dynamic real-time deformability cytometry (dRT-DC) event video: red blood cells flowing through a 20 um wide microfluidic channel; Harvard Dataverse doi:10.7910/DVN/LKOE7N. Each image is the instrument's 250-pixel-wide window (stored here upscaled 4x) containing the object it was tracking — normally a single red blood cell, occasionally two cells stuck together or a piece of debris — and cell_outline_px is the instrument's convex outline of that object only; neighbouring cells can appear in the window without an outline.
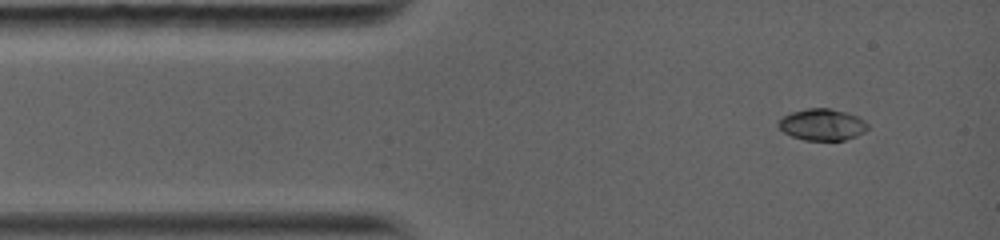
{"species": "common noctule bat (a hibernating species)", "species_latin": "Nyctalus noctula", "temperature_condition": "warm", "stored_images_in_passage": 6, "camera_frame_rate_fps": 5000, "um_per_image_px": 0.085, "animal": {"sex": "female", "body_mass_g": 19.0, "forearm_length_mm": 56.7}, "frame": {"image": 1, "passage_image": 1, "time_ms": 0.0, "image_size_px": [1000, 240], "cell_outline_px": [[868, 128], [864, 132], [856, 136], [844, 140], [804, 140], [792, 136], [784, 132], [776, 124], [784, 116], [792, 112], [808, 108], [828, 108], [848, 112], [864, 120], [868, 124]], "centroid_in_image_um": [69.9, 10.59], "position_along_channel_um": 15.1, "area_um2": 16.36}}
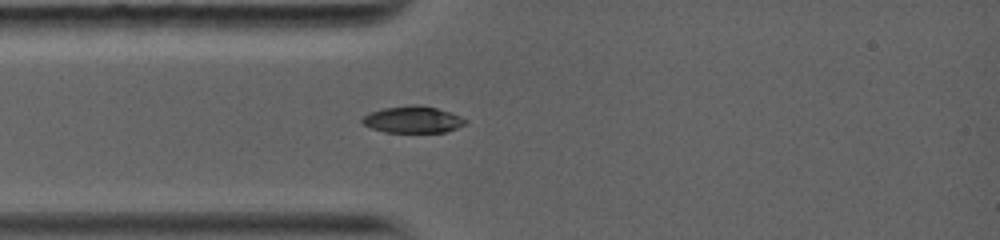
{"frame": {"image": 2, "passage_image": 4, "time_ms": 2.0, "image_size_px": [1000, 240], "cell_outline_px": [[468, 120], [464, 124], [456, 128], [444, 132], [384, 132], [372, 128], [364, 124], [360, 120], [368, 112], [384, 108], [408, 104], [436, 108], [460, 116]], "centroid_in_image_um": [35.05, 10.16], "position_along_channel_um": 49.9, "area_um2": 15.9}}
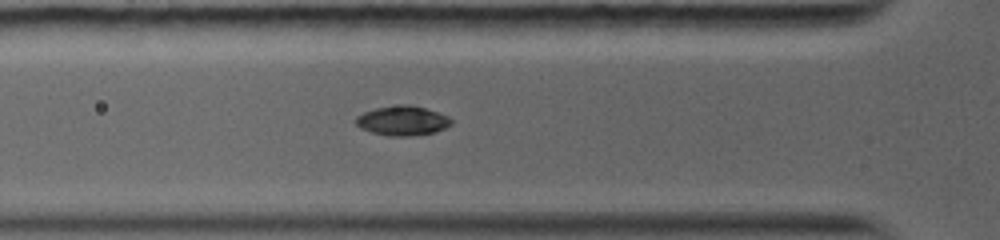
{"frame": {"image": 3, "passage_image": 6, "time_ms": 3.0, "image_size_px": [1000, 240], "cell_outline_px": [[452, 124], [436, 132], [408, 136], [388, 136], [372, 132], [360, 128], [356, 124], [356, 116], [364, 112], [376, 108], [404, 104], [408, 104], [424, 108], [448, 116], [452, 120]], "centroid_in_image_um": [34.21, 10.26], "position_along_channel_um": 91.6, "area_um2": 16.3}}